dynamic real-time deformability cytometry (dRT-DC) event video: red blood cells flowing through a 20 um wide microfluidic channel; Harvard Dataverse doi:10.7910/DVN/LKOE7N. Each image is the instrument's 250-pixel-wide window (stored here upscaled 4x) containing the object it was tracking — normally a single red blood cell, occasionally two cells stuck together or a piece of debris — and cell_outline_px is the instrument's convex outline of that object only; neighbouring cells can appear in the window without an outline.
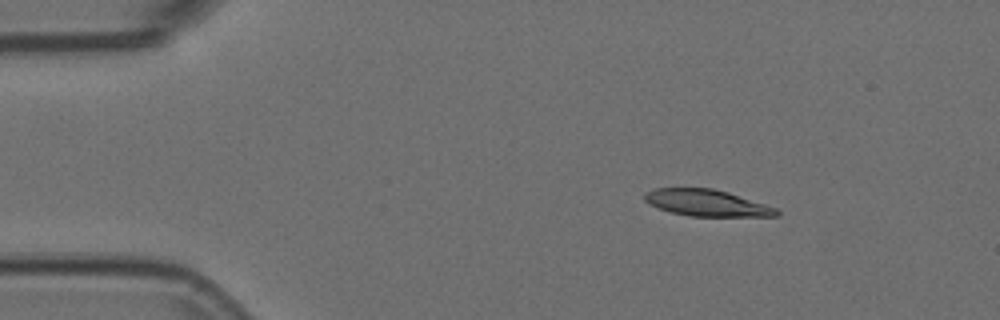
{"species": "Egyptian fruit bat (a non-hibernating species)", "species_latin": "Rousettus aegyptiacus", "temperature_condition": "room temperature", "stored_images_in_passage": 47, "camera_frame_rate_fps": 3000, "um_per_image_px": 0.085, "animal": {"sex": "female"}, "frame": {"image": 1, "passage_image": 1, "time_ms": 0.0, "image_size_px": [1000, 320], "cell_outline_px": [[780, 216], [688, 216], [656, 208], [648, 204], [644, 200], [644, 192], [652, 188], [712, 188], [728, 192], [776, 208], [780, 212]], "centroid_in_image_um": [60.01, 17.24], "position_along_channel_um": 25.0, "area_um2": 20.46}}
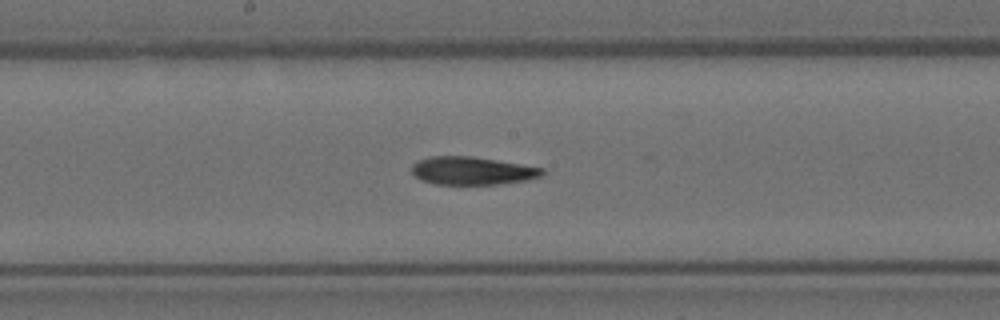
{"frame": {"image": 2, "passage_image": 21, "time_ms": 6.667, "image_size_px": [1000, 320], "cell_outline_px": [[544, 176], [528, 180], [496, 184], [436, 184], [420, 180], [412, 172], [412, 164], [416, 160], [432, 156], [472, 156], [544, 168]], "centroid_in_image_um": [40.13, 14.51], "position_along_channel_um": 208.1, "area_um2": 21.33}}
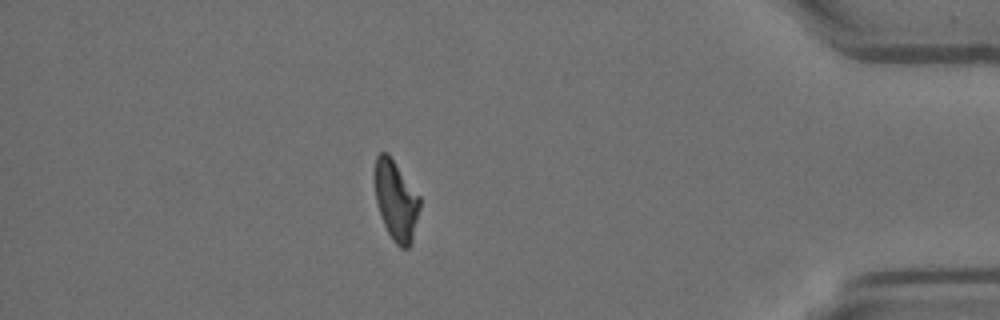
{"frame": {"image": 3, "passage_image": 40, "time_ms": 13.0, "image_size_px": [1000, 320], "cell_outline_px": [[420, 208], [412, 244], [408, 248], [400, 248], [392, 240], [384, 224], [376, 200], [376, 156], [380, 152], [388, 152], [420, 196]], "centroid_in_image_um": [33.7, 17.07], "position_along_channel_um": 401.5, "area_um2": 20.81}, "authors_computed_cell_mechanics": {"area_um2": 21.675, "velocity_mm_per_s": 3.7395, "shape_relaxation_time_tau1_ms": 6.484, "shape_relaxation_time_tau2_ms": 6.773, "deformation_change_tau1": 0.2157, "deformation_change_tau2": 0.1652}}